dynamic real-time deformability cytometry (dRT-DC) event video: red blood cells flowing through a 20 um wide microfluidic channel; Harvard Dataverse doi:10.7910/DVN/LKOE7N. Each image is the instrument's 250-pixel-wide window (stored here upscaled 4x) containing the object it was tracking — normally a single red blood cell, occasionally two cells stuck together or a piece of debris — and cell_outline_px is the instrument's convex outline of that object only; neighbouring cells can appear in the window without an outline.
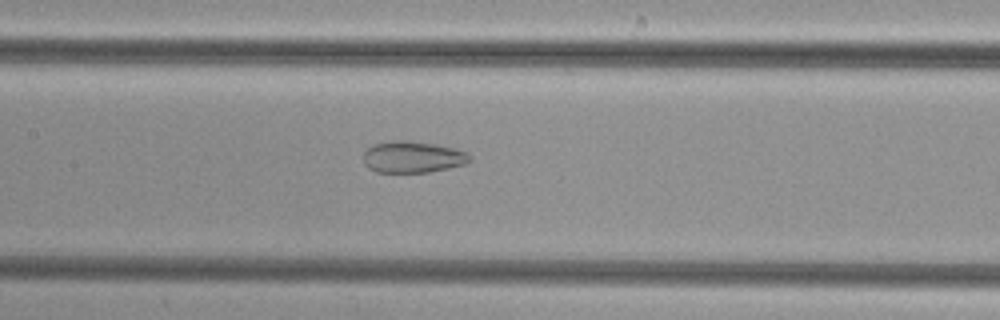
{"species": "common noctule bat (a hibernating species)", "species_latin": "Nyctalus noctula", "temperature_condition": "cold", "stored_images_in_passage": 46, "camera_frame_rate_fps": 3000, "um_per_image_px": 0.085, "animal": {"sex": "female", "body_mass_g": 29.2, "forearm_length_mm": 56.3}, "frame": {"image": 1, "passage_image": 20, "time_ms": 6.333, "image_size_px": [1000, 320], "cell_outline_px": [[472, 160], [464, 164], [448, 168], [428, 172], [376, 172], [368, 168], [364, 164], [364, 152], [368, 148], [376, 144], [392, 140], [408, 140], [436, 144], [468, 152], [472, 156]], "centroid_in_image_um": [35.09, 13.34], "position_along_channel_um": 172.3, "area_um2": 19.59}}
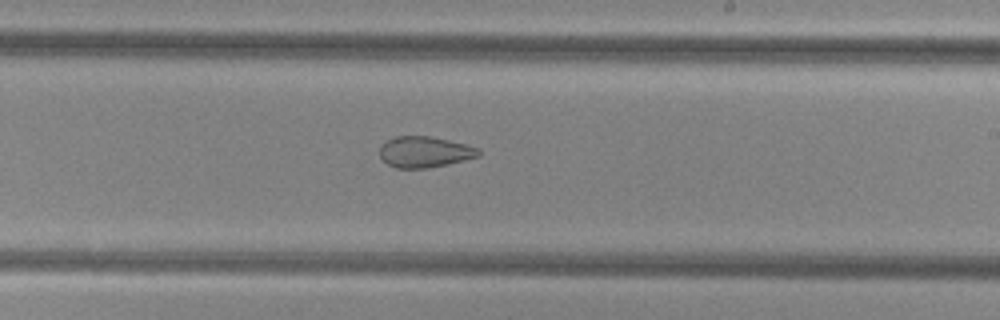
{"frame": {"image": 2, "passage_image": 26, "time_ms": 8.333, "image_size_px": [1000, 320], "cell_outline_px": [[480, 156], [448, 164], [428, 168], [396, 168], [388, 164], [380, 156], [380, 144], [384, 140], [396, 136], [428, 136], [448, 140], [480, 148]], "centroid_in_image_um": [36.07, 12.91], "position_along_channel_um": 252.9, "area_um2": 17.92}}
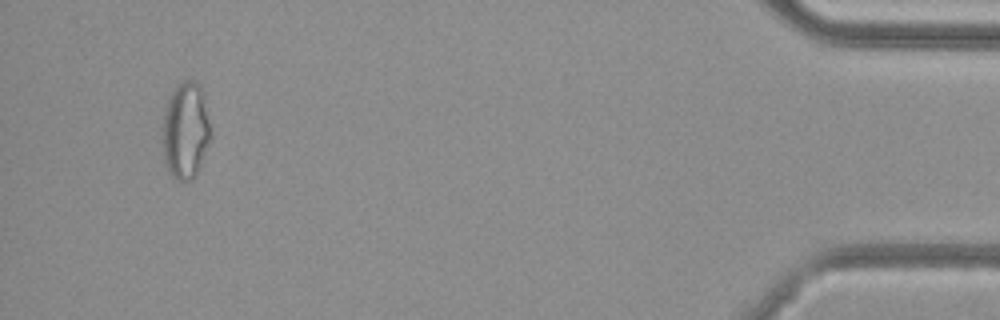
{"frame": {"image": 3, "passage_image": 44, "time_ms": 14.333, "image_size_px": [1000, 320], "cell_outline_px": [[212, 140], [200, 168], [196, 176], [192, 180], [176, 180], [168, 172], [164, 160], [164, 116], [168, 100], [172, 92], [184, 80], [192, 80], [200, 84], [204, 92], [212, 136]], "centroid_in_image_um": [15.84, 11.13], "position_along_channel_um": 419.4, "area_um2": 27.4}}